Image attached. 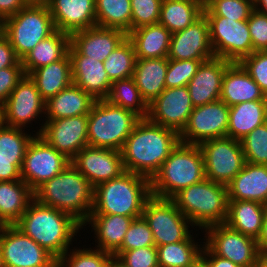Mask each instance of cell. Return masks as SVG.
I'll return each mask as SVG.
<instances>
[{
    "label": "cell",
    "instance_id": "cell-1",
    "mask_svg": "<svg viewBox=\"0 0 267 267\" xmlns=\"http://www.w3.org/2000/svg\"><path fill=\"white\" fill-rule=\"evenodd\" d=\"M179 142L175 130L141 118L121 149L124 170L151 180Z\"/></svg>",
    "mask_w": 267,
    "mask_h": 267
},
{
    "label": "cell",
    "instance_id": "cell-2",
    "mask_svg": "<svg viewBox=\"0 0 267 267\" xmlns=\"http://www.w3.org/2000/svg\"><path fill=\"white\" fill-rule=\"evenodd\" d=\"M14 225L57 260L71 251L69 247L74 236L83 229L70 214L40 204L35 199Z\"/></svg>",
    "mask_w": 267,
    "mask_h": 267
},
{
    "label": "cell",
    "instance_id": "cell-3",
    "mask_svg": "<svg viewBox=\"0 0 267 267\" xmlns=\"http://www.w3.org/2000/svg\"><path fill=\"white\" fill-rule=\"evenodd\" d=\"M33 194L38 203L70 214L82 226L92 213L94 187L71 163Z\"/></svg>",
    "mask_w": 267,
    "mask_h": 267
},
{
    "label": "cell",
    "instance_id": "cell-4",
    "mask_svg": "<svg viewBox=\"0 0 267 267\" xmlns=\"http://www.w3.org/2000/svg\"><path fill=\"white\" fill-rule=\"evenodd\" d=\"M151 196L150 179L129 171L94 188L91 214H111L138 218Z\"/></svg>",
    "mask_w": 267,
    "mask_h": 267
},
{
    "label": "cell",
    "instance_id": "cell-5",
    "mask_svg": "<svg viewBox=\"0 0 267 267\" xmlns=\"http://www.w3.org/2000/svg\"><path fill=\"white\" fill-rule=\"evenodd\" d=\"M205 179L200 147L179 142L150 180L151 195L172 198L179 191Z\"/></svg>",
    "mask_w": 267,
    "mask_h": 267
},
{
    "label": "cell",
    "instance_id": "cell-6",
    "mask_svg": "<svg viewBox=\"0 0 267 267\" xmlns=\"http://www.w3.org/2000/svg\"><path fill=\"white\" fill-rule=\"evenodd\" d=\"M171 199L193 227L202 230L226 222L229 207L227 185L205 178L182 189Z\"/></svg>",
    "mask_w": 267,
    "mask_h": 267
},
{
    "label": "cell",
    "instance_id": "cell-7",
    "mask_svg": "<svg viewBox=\"0 0 267 267\" xmlns=\"http://www.w3.org/2000/svg\"><path fill=\"white\" fill-rule=\"evenodd\" d=\"M141 118L134 112L96 100L88 114V146L121 151Z\"/></svg>",
    "mask_w": 267,
    "mask_h": 267
},
{
    "label": "cell",
    "instance_id": "cell-8",
    "mask_svg": "<svg viewBox=\"0 0 267 267\" xmlns=\"http://www.w3.org/2000/svg\"><path fill=\"white\" fill-rule=\"evenodd\" d=\"M55 31L49 7L26 6L5 19L4 35L20 60Z\"/></svg>",
    "mask_w": 267,
    "mask_h": 267
},
{
    "label": "cell",
    "instance_id": "cell-9",
    "mask_svg": "<svg viewBox=\"0 0 267 267\" xmlns=\"http://www.w3.org/2000/svg\"><path fill=\"white\" fill-rule=\"evenodd\" d=\"M142 216L152 231L155 246L184 241L191 235L189 228L192 223L170 198L151 195Z\"/></svg>",
    "mask_w": 267,
    "mask_h": 267
},
{
    "label": "cell",
    "instance_id": "cell-10",
    "mask_svg": "<svg viewBox=\"0 0 267 267\" xmlns=\"http://www.w3.org/2000/svg\"><path fill=\"white\" fill-rule=\"evenodd\" d=\"M202 151L205 178L227 185L245 166L241 141L221 137L198 145Z\"/></svg>",
    "mask_w": 267,
    "mask_h": 267
},
{
    "label": "cell",
    "instance_id": "cell-11",
    "mask_svg": "<svg viewBox=\"0 0 267 267\" xmlns=\"http://www.w3.org/2000/svg\"><path fill=\"white\" fill-rule=\"evenodd\" d=\"M209 24L214 56L230 62H240L253 53V44L246 21L222 16H205Z\"/></svg>",
    "mask_w": 267,
    "mask_h": 267
},
{
    "label": "cell",
    "instance_id": "cell-12",
    "mask_svg": "<svg viewBox=\"0 0 267 267\" xmlns=\"http://www.w3.org/2000/svg\"><path fill=\"white\" fill-rule=\"evenodd\" d=\"M205 245L217 256L228 259L240 267H253L261 258L256 239L244 235L227 224H214L205 228Z\"/></svg>",
    "mask_w": 267,
    "mask_h": 267
},
{
    "label": "cell",
    "instance_id": "cell-13",
    "mask_svg": "<svg viewBox=\"0 0 267 267\" xmlns=\"http://www.w3.org/2000/svg\"><path fill=\"white\" fill-rule=\"evenodd\" d=\"M0 250L5 267H57V259L15 225L0 230Z\"/></svg>",
    "mask_w": 267,
    "mask_h": 267
},
{
    "label": "cell",
    "instance_id": "cell-14",
    "mask_svg": "<svg viewBox=\"0 0 267 267\" xmlns=\"http://www.w3.org/2000/svg\"><path fill=\"white\" fill-rule=\"evenodd\" d=\"M70 162L62 153L35 134L23 159L22 180L34 191L43 182L60 173Z\"/></svg>",
    "mask_w": 267,
    "mask_h": 267
},
{
    "label": "cell",
    "instance_id": "cell-15",
    "mask_svg": "<svg viewBox=\"0 0 267 267\" xmlns=\"http://www.w3.org/2000/svg\"><path fill=\"white\" fill-rule=\"evenodd\" d=\"M230 107L218 100L192 110L188 123L180 135V142L199 145L200 143L227 136Z\"/></svg>",
    "mask_w": 267,
    "mask_h": 267
},
{
    "label": "cell",
    "instance_id": "cell-16",
    "mask_svg": "<svg viewBox=\"0 0 267 267\" xmlns=\"http://www.w3.org/2000/svg\"><path fill=\"white\" fill-rule=\"evenodd\" d=\"M36 135L71 161L88 146V115L46 120Z\"/></svg>",
    "mask_w": 267,
    "mask_h": 267
},
{
    "label": "cell",
    "instance_id": "cell-17",
    "mask_svg": "<svg viewBox=\"0 0 267 267\" xmlns=\"http://www.w3.org/2000/svg\"><path fill=\"white\" fill-rule=\"evenodd\" d=\"M194 106L187 86L165 88L148 105L147 119L155 124L175 130L179 134L186 127Z\"/></svg>",
    "mask_w": 267,
    "mask_h": 267
},
{
    "label": "cell",
    "instance_id": "cell-18",
    "mask_svg": "<svg viewBox=\"0 0 267 267\" xmlns=\"http://www.w3.org/2000/svg\"><path fill=\"white\" fill-rule=\"evenodd\" d=\"M45 105L35 82L24 75L3 105L4 125L26 129L32 120L45 115Z\"/></svg>",
    "mask_w": 267,
    "mask_h": 267
},
{
    "label": "cell",
    "instance_id": "cell-19",
    "mask_svg": "<svg viewBox=\"0 0 267 267\" xmlns=\"http://www.w3.org/2000/svg\"><path fill=\"white\" fill-rule=\"evenodd\" d=\"M95 188L123 173L121 151L86 146L70 162Z\"/></svg>",
    "mask_w": 267,
    "mask_h": 267
},
{
    "label": "cell",
    "instance_id": "cell-20",
    "mask_svg": "<svg viewBox=\"0 0 267 267\" xmlns=\"http://www.w3.org/2000/svg\"><path fill=\"white\" fill-rule=\"evenodd\" d=\"M214 57L209 24L204 14L187 28L171 34L168 59L210 60Z\"/></svg>",
    "mask_w": 267,
    "mask_h": 267
},
{
    "label": "cell",
    "instance_id": "cell-21",
    "mask_svg": "<svg viewBox=\"0 0 267 267\" xmlns=\"http://www.w3.org/2000/svg\"><path fill=\"white\" fill-rule=\"evenodd\" d=\"M68 54L71 59L72 82L95 100L108 97L112 82L109 80L104 63L82 55L71 43Z\"/></svg>",
    "mask_w": 267,
    "mask_h": 267
},
{
    "label": "cell",
    "instance_id": "cell-22",
    "mask_svg": "<svg viewBox=\"0 0 267 267\" xmlns=\"http://www.w3.org/2000/svg\"><path fill=\"white\" fill-rule=\"evenodd\" d=\"M232 62L214 57L202 62L196 74L187 84L194 107L213 103L220 98L222 79Z\"/></svg>",
    "mask_w": 267,
    "mask_h": 267
},
{
    "label": "cell",
    "instance_id": "cell-23",
    "mask_svg": "<svg viewBox=\"0 0 267 267\" xmlns=\"http://www.w3.org/2000/svg\"><path fill=\"white\" fill-rule=\"evenodd\" d=\"M49 11L56 30L69 35L97 26L95 0H52Z\"/></svg>",
    "mask_w": 267,
    "mask_h": 267
},
{
    "label": "cell",
    "instance_id": "cell-24",
    "mask_svg": "<svg viewBox=\"0 0 267 267\" xmlns=\"http://www.w3.org/2000/svg\"><path fill=\"white\" fill-rule=\"evenodd\" d=\"M126 37L127 34L122 30L94 26L73 32L70 43L82 55L104 62Z\"/></svg>",
    "mask_w": 267,
    "mask_h": 267
},
{
    "label": "cell",
    "instance_id": "cell-25",
    "mask_svg": "<svg viewBox=\"0 0 267 267\" xmlns=\"http://www.w3.org/2000/svg\"><path fill=\"white\" fill-rule=\"evenodd\" d=\"M219 100L231 107L242 102L267 100V97L243 66L232 62L224 73Z\"/></svg>",
    "mask_w": 267,
    "mask_h": 267
},
{
    "label": "cell",
    "instance_id": "cell-26",
    "mask_svg": "<svg viewBox=\"0 0 267 267\" xmlns=\"http://www.w3.org/2000/svg\"><path fill=\"white\" fill-rule=\"evenodd\" d=\"M229 200H247L267 205V165L246 162L227 184Z\"/></svg>",
    "mask_w": 267,
    "mask_h": 267
},
{
    "label": "cell",
    "instance_id": "cell-27",
    "mask_svg": "<svg viewBox=\"0 0 267 267\" xmlns=\"http://www.w3.org/2000/svg\"><path fill=\"white\" fill-rule=\"evenodd\" d=\"M133 220V217L116 214H90L82 227L91 224L92 231L97 236L94 235L97 249L114 254L121 247Z\"/></svg>",
    "mask_w": 267,
    "mask_h": 267
},
{
    "label": "cell",
    "instance_id": "cell-28",
    "mask_svg": "<svg viewBox=\"0 0 267 267\" xmlns=\"http://www.w3.org/2000/svg\"><path fill=\"white\" fill-rule=\"evenodd\" d=\"M95 101L90 94L72 83L46 101L45 120L88 115Z\"/></svg>",
    "mask_w": 267,
    "mask_h": 267
},
{
    "label": "cell",
    "instance_id": "cell-29",
    "mask_svg": "<svg viewBox=\"0 0 267 267\" xmlns=\"http://www.w3.org/2000/svg\"><path fill=\"white\" fill-rule=\"evenodd\" d=\"M167 67V57L136 60L132 78L148 105L165 90Z\"/></svg>",
    "mask_w": 267,
    "mask_h": 267
},
{
    "label": "cell",
    "instance_id": "cell-30",
    "mask_svg": "<svg viewBox=\"0 0 267 267\" xmlns=\"http://www.w3.org/2000/svg\"><path fill=\"white\" fill-rule=\"evenodd\" d=\"M127 38L133 44L137 59L168 57L171 32L159 23L131 30Z\"/></svg>",
    "mask_w": 267,
    "mask_h": 267
},
{
    "label": "cell",
    "instance_id": "cell-31",
    "mask_svg": "<svg viewBox=\"0 0 267 267\" xmlns=\"http://www.w3.org/2000/svg\"><path fill=\"white\" fill-rule=\"evenodd\" d=\"M267 122V100L242 102L230 107L227 137L241 141Z\"/></svg>",
    "mask_w": 267,
    "mask_h": 267
},
{
    "label": "cell",
    "instance_id": "cell-32",
    "mask_svg": "<svg viewBox=\"0 0 267 267\" xmlns=\"http://www.w3.org/2000/svg\"><path fill=\"white\" fill-rule=\"evenodd\" d=\"M29 76L35 82L43 100L48 101L73 83L69 54L61 60L37 68Z\"/></svg>",
    "mask_w": 267,
    "mask_h": 267
},
{
    "label": "cell",
    "instance_id": "cell-33",
    "mask_svg": "<svg viewBox=\"0 0 267 267\" xmlns=\"http://www.w3.org/2000/svg\"><path fill=\"white\" fill-rule=\"evenodd\" d=\"M33 199V190L23 180L0 181V220L14 225Z\"/></svg>",
    "mask_w": 267,
    "mask_h": 267
},
{
    "label": "cell",
    "instance_id": "cell-34",
    "mask_svg": "<svg viewBox=\"0 0 267 267\" xmlns=\"http://www.w3.org/2000/svg\"><path fill=\"white\" fill-rule=\"evenodd\" d=\"M70 46V35L56 30L48 38L41 40L22 60L25 75L37 68L63 59Z\"/></svg>",
    "mask_w": 267,
    "mask_h": 267
},
{
    "label": "cell",
    "instance_id": "cell-35",
    "mask_svg": "<svg viewBox=\"0 0 267 267\" xmlns=\"http://www.w3.org/2000/svg\"><path fill=\"white\" fill-rule=\"evenodd\" d=\"M265 204L247 200H229L225 224L230 228L257 239L260 236Z\"/></svg>",
    "mask_w": 267,
    "mask_h": 267
},
{
    "label": "cell",
    "instance_id": "cell-36",
    "mask_svg": "<svg viewBox=\"0 0 267 267\" xmlns=\"http://www.w3.org/2000/svg\"><path fill=\"white\" fill-rule=\"evenodd\" d=\"M203 11L204 5L197 0H163L159 24L173 34L193 24Z\"/></svg>",
    "mask_w": 267,
    "mask_h": 267
},
{
    "label": "cell",
    "instance_id": "cell-37",
    "mask_svg": "<svg viewBox=\"0 0 267 267\" xmlns=\"http://www.w3.org/2000/svg\"><path fill=\"white\" fill-rule=\"evenodd\" d=\"M192 238L190 235L184 241L156 246L159 267H197L203 246Z\"/></svg>",
    "mask_w": 267,
    "mask_h": 267
},
{
    "label": "cell",
    "instance_id": "cell-38",
    "mask_svg": "<svg viewBox=\"0 0 267 267\" xmlns=\"http://www.w3.org/2000/svg\"><path fill=\"white\" fill-rule=\"evenodd\" d=\"M95 6L97 26L131 31V0H95Z\"/></svg>",
    "mask_w": 267,
    "mask_h": 267
},
{
    "label": "cell",
    "instance_id": "cell-39",
    "mask_svg": "<svg viewBox=\"0 0 267 267\" xmlns=\"http://www.w3.org/2000/svg\"><path fill=\"white\" fill-rule=\"evenodd\" d=\"M110 104L130 110L140 118L148 115V104L142 98L140 90L132 77L112 82L108 97Z\"/></svg>",
    "mask_w": 267,
    "mask_h": 267
},
{
    "label": "cell",
    "instance_id": "cell-40",
    "mask_svg": "<svg viewBox=\"0 0 267 267\" xmlns=\"http://www.w3.org/2000/svg\"><path fill=\"white\" fill-rule=\"evenodd\" d=\"M136 60L133 44L126 37L103 62L109 80L114 82L132 77Z\"/></svg>",
    "mask_w": 267,
    "mask_h": 267
},
{
    "label": "cell",
    "instance_id": "cell-41",
    "mask_svg": "<svg viewBox=\"0 0 267 267\" xmlns=\"http://www.w3.org/2000/svg\"><path fill=\"white\" fill-rule=\"evenodd\" d=\"M57 260V267H108L113 254L100 249H72Z\"/></svg>",
    "mask_w": 267,
    "mask_h": 267
},
{
    "label": "cell",
    "instance_id": "cell-42",
    "mask_svg": "<svg viewBox=\"0 0 267 267\" xmlns=\"http://www.w3.org/2000/svg\"><path fill=\"white\" fill-rule=\"evenodd\" d=\"M253 10L254 0H210L204 5L203 14L246 21Z\"/></svg>",
    "mask_w": 267,
    "mask_h": 267
},
{
    "label": "cell",
    "instance_id": "cell-43",
    "mask_svg": "<svg viewBox=\"0 0 267 267\" xmlns=\"http://www.w3.org/2000/svg\"><path fill=\"white\" fill-rule=\"evenodd\" d=\"M22 128L3 125L0 128V156L25 157L26 149L35 136Z\"/></svg>",
    "mask_w": 267,
    "mask_h": 267
},
{
    "label": "cell",
    "instance_id": "cell-44",
    "mask_svg": "<svg viewBox=\"0 0 267 267\" xmlns=\"http://www.w3.org/2000/svg\"><path fill=\"white\" fill-rule=\"evenodd\" d=\"M241 144L246 162L267 165V122L248 133Z\"/></svg>",
    "mask_w": 267,
    "mask_h": 267
},
{
    "label": "cell",
    "instance_id": "cell-45",
    "mask_svg": "<svg viewBox=\"0 0 267 267\" xmlns=\"http://www.w3.org/2000/svg\"><path fill=\"white\" fill-rule=\"evenodd\" d=\"M155 246L152 231L143 216L135 218L125 234L121 247L113 254L119 257L124 251Z\"/></svg>",
    "mask_w": 267,
    "mask_h": 267
},
{
    "label": "cell",
    "instance_id": "cell-46",
    "mask_svg": "<svg viewBox=\"0 0 267 267\" xmlns=\"http://www.w3.org/2000/svg\"><path fill=\"white\" fill-rule=\"evenodd\" d=\"M207 60H174L168 59L166 88L187 86L202 62Z\"/></svg>",
    "mask_w": 267,
    "mask_h": 267
},
{
    "label": "cell",
    "instance_id": "cell-47",
    "mask_svg": "<svg viewBox=\"0 0 267 267\" xmlns=\"http://www.w3.org/2000/svg\"><path fill=\"white\" fill-rule=\"evenodd\" d=\"M163 0H131V30L158 24Z\"/></svg>",
    "mask_w": 267,
    "mask_h": 267
},
{
    "label": "cell",
    "instance_id": "cell-48",
    "mask_svg": "<svg viewBox=\"0 0 267 267\" xmlns=\"http://www.w3.org/2000/svg\"><path fill=\"white\" fill-rule=\"evenodd\" d=\"M239 63L267 97V51H255Z\"/></svg>",
    "mask_w": 267,
    "mask_h": 267
},
{
    "label": "cell",
    "instance_id": "cell-49",
    "mask_svg": "<svg viewBox=\"0 0 267 267\" xmlns=\"http://www.w3.org/2000/svg\"><path fill=\"white\" fill-rule=\"evenodd\" d=\"M118 258L128 267H159L156 246L124 251Z\"/></svg>",
    "mask_w": 267,
    "mask_h": 267
},
{
    "label": "cell",
    "instance_id": "cell-50",
    "mask_svg": "<svg viewBox=\"0 0 267 267\" xmlns=\"http://www.w3.org/2000/svg\"><path fill=\"white\" fill-rule=\"evenodd\" d=\"M247 23L252 39L253 52L267 51V15L254 9Z\"/></svg>",
    "mask_w": 267,
    "mask_h": 267
},
{
    "label": "cell",
    "instance_id": "cell-51",
    "mask_svg": "<svg viewBox=\"0 0 267 267\" xmlns=\"http://www.w3.org/2000/svg\"><path fill=\"white\" fill-rule=\"evenodd\" d=\"M22 62L0 70V104L4 105L18 82L24 77Z\"/></svg>",
    "mask_w": 267,
    "mask_h": 267
},
{
    "label": "cell",
    "instance_id": "cell-52",
    "mask_svg": "<svg viewBox=\"0 0 267 267\" xmlns=\"http://www.w3.org/2000/svg\"><path fill=\"white\" fill-rule=\"evenodd\" d=\"M24 157L0 156V181L22 180L21 167Z\"/></svg>",
    "mask_w": 267,
    "mask_h": 267
},
{
    "label": "cell",
    "instance_id": "cell-53",
    "mask_svg": "<svg viewBox=\"0 0 267 267\" xmlns=\"http://www.w3.org/2000/svg\"><path fill=\"white\" fill-rule=\"evenodd\" d=\"M20 61L21 60L16 55V52L11 46L8 38L3 35L0 38V70L7 67H13Z\"/></svg>",
    "mask_w": 267,
    "mask_h": 267
},
{
    "label": "cell",
    "instance_id": "cell-54",
    "mask_svg": "<svg viewBox=\"0 0 267 267\" xmlns=\"http://www.w3.org/2000/svg\"><path fill=\"white\" fill-rule=\"evenodd\" d=\"M202 267H240L232 261L215 255L205 244L200 257Z\"/></svg>",
    "mask_w": 267,
    "mask_h": 267
},
{
    "label": "cell",
    "instance_id": "cell-55",
    "mask_svg": "<svg viewBox=\"0 0 267 267\" xmlns=\"http://www.w3.org/2000/svg\"><path fill=\"white\" fill-rule=\"evenodd\" d=\"M26 6L24 0H0V16L6 19Z\"/></svg>",
    "mask_w": 267,
    "mask_h": 267
},
{
    "label": "cell",
    "instance_id": "cell-56",
    "mask_svg": "<svg viewBox=\"0 0 267 267\" xmlns=\"http://www.w3.org/2000/svg\"><path fill=\"white\" fill-rule=\"evenodd\" d=\"M257 248L262 257H267V205H265V213L260 236L256 239Z\"/></svg>",
    "mask_w": 267,
    "mask_h": 267
},
{
    "label": "cell",
    "instance_id": "cell-57",
    "mask_svg": "<svg viewBox=\"0 0 267 267\" xmlns=\"http://www.w3.org/2000/svg\"><path fill=\"white\" fill-rule=\"evenodd\" d=\"M27 6L49 7L52 0H24Z\"/></svg>",
    "mask_w": 267,
    "mask_h": 267
},
{
    "label": "cell",
    "instance_id": "cell-58",
    "mask_svg": "<svg viewBox=\"0 0 267 267\" xmlns=\"http://www.w3.org/2000/svg\"><path fill=\"white\" fill-rule=\"evenodd\" d=\"M254 9L267 15V0H254Z\"/></svg>",
    "mask_w": 267,
    "mask_h": 267
},
{
    "label": "cell",
    "instance_id": "cell-59",
    "mask_svg": "<svg viewBox=\"0 0 267 267\" xmlns=\"http://www.w3.org/2000/svg\"><path fill=\"white\" fill-rule=\"evenodd\" d=\"M108 267H128L125 263H123L118 257L113 256L109 262Z\"/></svg>",
    "mask_w": 267,
    "mask_h": 267
},
{
    "label": "cell",
    "instance_id": "cell-60",
    "mask_svg": "<svg viewBox=\"0 0 267 267\" xmlns=\"http://www.w3.org/2000/svg\"><path fill=\"white\" fill-rule=\"evenodd\" d=\"M253 267H267V257H262Z\"/></svg>",
    "mask_w": 267,
    "mask_h": 267
},
{
    "label": "cell",
    "instance_id": "cell-61",
    "mask_svg": "<svg viewBox=\"0 0 267 267\" xmlns=\"http://www.w3.org/2000/svg\"><path fill=\"white\" fill-rule=\"evenodd\" d=\"M5 31V19L0 16V38L4 35Z\"/></svg>",
    "mask_w": 267,
    "mask_h": 267
},
{
    "label": "cell",
    "instance_id": "cell-62",
    "mask_svg": "<svg viewBox=\"0 0 267 267\" xmlns=\"http://www.w3.org/2000/svg\"><path fill=\"white\" fill-rule=\"evenodd\" d=\"M4 125V107L0 104V128Z\"/></svg>",
    "mask_w": 267,
    "mask_h": 267
},
{
    "label": "cell",
    "instance_id": "cell-63",
    "mask_svg": "<svg viewBox=\"0 0 267 267\" xmlns=\"http://www.w3.org/2000/svg\"><path fill=\"white\" fill-rule=\"evenodd\" d=\"M0 267H5L4 266V261H3L1 250H0Z\"/></svg>",
    "mask_w": 267,
    "mask_h": 267
},
{
    "label": "cell",
    "instance_id": "cell-64",
    "mask_svg": "<svg viewBox=\"0 0 267 267\" xmlns=\"http://www.w3.org/2000/svg\"><path fill=\"white\" fill-rule=\"evenodd\" d=\"M199 2H201L203 5L207 4L210 0H197Z\"/></svg>",
    "mask_w": 267,
    "mask_h": 267
},
{
    "label": "cell",
    "instance_id": "cell-65",
    "mask_svg": "<svg viewBox=\"0 0 267 267\" xmlns=\"http://www.w3.org/2000/svg\"><path fill=\"white\" fill-rule=\"evenodd\" d=\"M5 226V224L0 220V230Z\"/></svg>",
    "mask_w": 267,
    "mask_h": 267
}]
</instances>
